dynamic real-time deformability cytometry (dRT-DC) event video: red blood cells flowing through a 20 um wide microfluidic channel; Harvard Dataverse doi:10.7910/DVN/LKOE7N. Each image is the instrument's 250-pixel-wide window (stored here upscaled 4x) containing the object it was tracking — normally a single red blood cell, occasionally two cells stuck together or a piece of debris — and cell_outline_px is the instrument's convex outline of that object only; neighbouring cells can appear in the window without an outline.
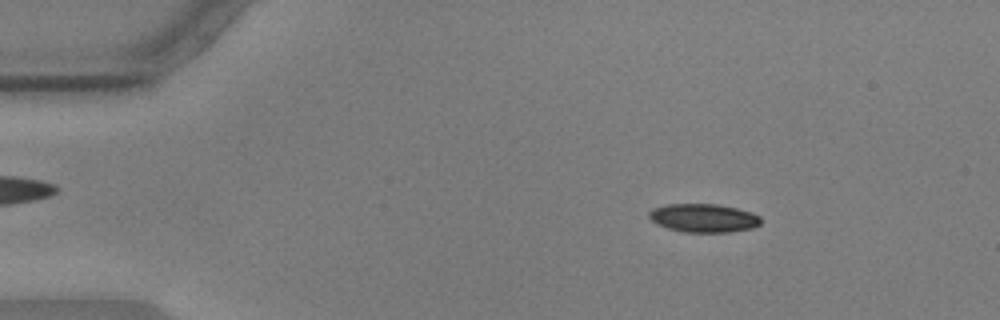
{"species": "common noctule bat (a hibernating species)", "species_latin": "Nyctalus noctula", "temperature_condition": "warm", "stored_images_in_passage": 51, "camera_frame_rate_fps": 3000, "um_per_image_px": 0.085, "animal": {"sex": "male", "body_mass_g": 17.9, "forearm_length_mm": 54.2}, "frame": {"image": 1, "passage_image": 4, "time_ms": 1.0, "image_size_px": [1000, 320], "cell_outline_px": [[760, 224], [752, 228], [728, 232], [684, 232], [668, 228], [656, 224], [648, 216], [648, 212], [652, 208], [668, 204], [716, 204], [736, 208], [752, 212], [760, 216]], "centroid_in_image_um": [59.78, 18.53], "position_along_channel_um": 25.2, "area_um2": 18.55}}
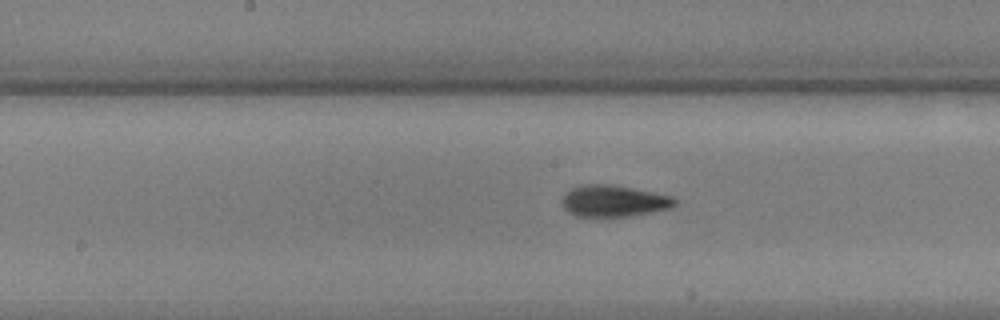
{"frame": {"image": 2, "passage_image": 24, "time_ms": 7.667, "image_size_px": [1000, 320], "cell_outline_px": [[676, 204], [668, 208], [628, 216], [600, 220], [576, 216], [568, 212], [564, 208], [560, 200], [572, 188], [588, 184], [612, 184], [672, 196], [676, 200]], "centroid_in_image_um": [52.1, 17.13], "position_along_channel_um": 196.1, "area_um2": 21.1}}
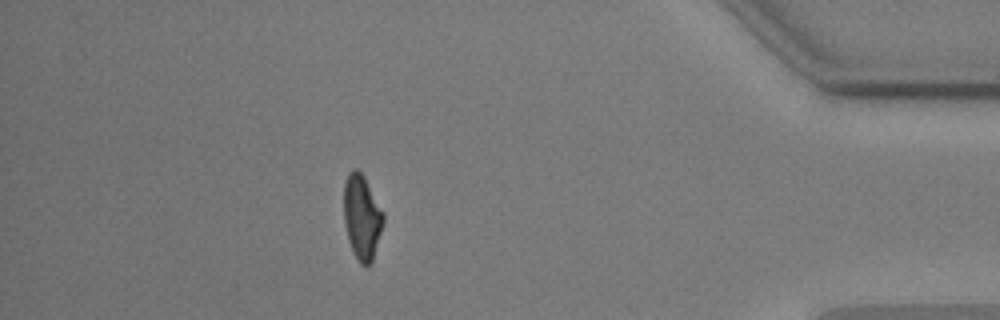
{"frame": {"image": 3, "passage_image": 45, "time_ms": 14.667, "image_size_px": [1000, 320], "cell_outline_px": [[384, 220], [372, 264], [368, 268], [360, 264], [356, 260], [352, 252], [348, 240], [344, 224], [344, 184], [348, 172], [352, 168], [356, 168], [364, 176], [384, 212]], "centroid_in_image_um": [30.76, 18.5], "position_along_channel_um": 404.4, "area_um2": 19.94}, "authors_computed_cell_mechanics": {"area_um2": 19.8832, "velocity_mm_per_s": 3.6001, "shape_relaxation_time_tau1_ms": 2.8271, "shape_relaxation_time_tau2_ms": 2.2665, "deformation_change_tau1": 0.1685, "deformation_change_tau2": 0.0938}}